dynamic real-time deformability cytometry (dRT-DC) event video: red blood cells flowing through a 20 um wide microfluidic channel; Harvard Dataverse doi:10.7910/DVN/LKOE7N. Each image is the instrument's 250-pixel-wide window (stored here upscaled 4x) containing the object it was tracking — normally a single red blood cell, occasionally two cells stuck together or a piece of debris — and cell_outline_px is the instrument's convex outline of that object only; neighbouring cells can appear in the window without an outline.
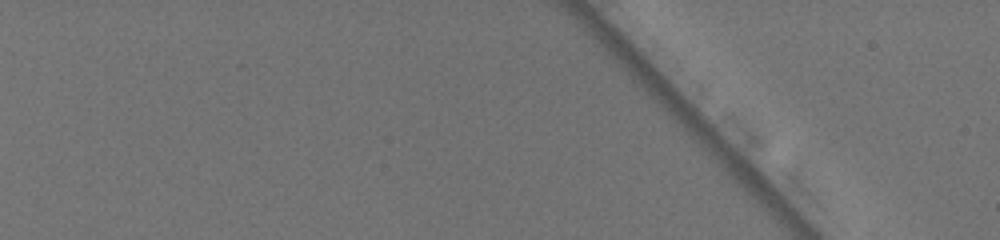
{"species": "common noctule bat (a hibernating species)", "species_latin": "Nyctalus noctula", "temperature_condition": "warm", "stored_images_in_passage": 2, "segment_of_instrument_passage": [2, 2], "camera_frame_rate_fps": 3000, "um_per_image_px": 0.085, "animal": {"sex": "female", "body_mass_g": 19.5, "forearm_length_mm": 54.1}, "frame": {"image": 1, "passage_image": 2, "time_ms": 0.333, "image_size_px": [1000, 240], "cell_outline_px": [[944, 88], [936, 124], [920, 136], [916, 136], [912, 132], [892, 108], [928, 80], [940, 80]], "centroid_in_image_um": [78.32, 9.12], "position_along_channel_um": 6.7, "area_um2": 12.48}}